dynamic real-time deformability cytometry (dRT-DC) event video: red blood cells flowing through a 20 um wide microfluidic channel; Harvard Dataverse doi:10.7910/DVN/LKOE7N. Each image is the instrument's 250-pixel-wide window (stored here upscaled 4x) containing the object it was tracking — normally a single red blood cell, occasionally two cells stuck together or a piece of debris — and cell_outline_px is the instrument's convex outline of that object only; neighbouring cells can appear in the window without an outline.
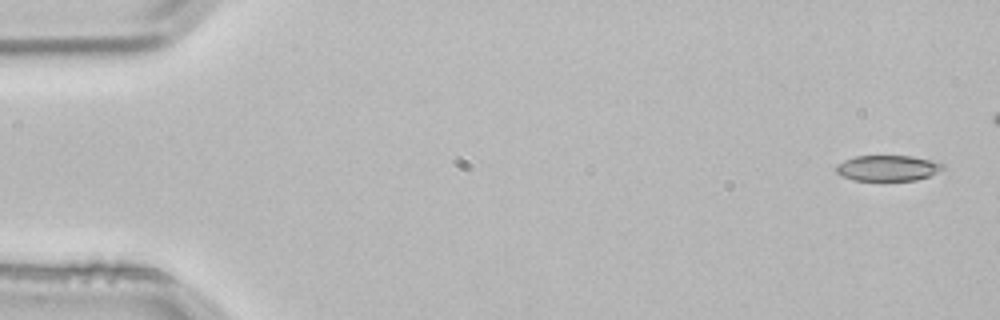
{"species": "common noctule bat (a hibernating species)", "species_latin": "Nyctalus noctula", "temperature_condition": "room temperature", "stored_images_in_passage": 4, "camera_frame_rate_fps": 3000, "um_per_image_px": 0.085, "animal": {"sex": "male", "body_mass_g": 21.5, "forearm_length_mm": 52.0}, "frame": {"image": 1, "passage_image": 1, "time_ms": 0.0, "image_size_px": [1000, 320], "cell_outline_px": [[944, 168], [928, 176], [916, 180], [852, 180], [836, 172], [836, 164], [844, 160], [856, 156], [912, 156], [944, 164]], "centroid_in_image_um": [75.42, 14.28], "position_along_channel_um": 9.6, "area_um2": 15.72}}
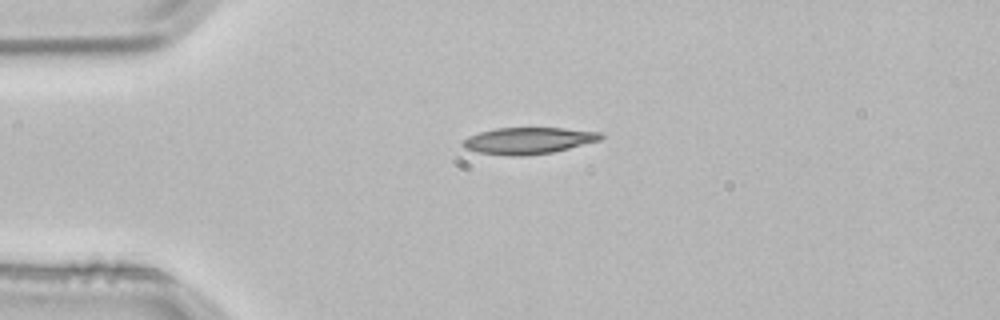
{"frame": {"image": 2, "passage_image": 4, "time_ms": 1.0, "image_size_px": [1000, 320], "cell_outline_px": [[604, 136], [600, 140], [552, 152], [528, 156], [512, 156], [480, 152], [464, 148], [460, 144], [460, 140], [468, 136], [480, 132], [496, 128], [564, 128], [600, 132]], "centroid_in_image_um": [44.87, 11.95], "position_along_channel_um": 40.1, "area_um2": 21.33}}